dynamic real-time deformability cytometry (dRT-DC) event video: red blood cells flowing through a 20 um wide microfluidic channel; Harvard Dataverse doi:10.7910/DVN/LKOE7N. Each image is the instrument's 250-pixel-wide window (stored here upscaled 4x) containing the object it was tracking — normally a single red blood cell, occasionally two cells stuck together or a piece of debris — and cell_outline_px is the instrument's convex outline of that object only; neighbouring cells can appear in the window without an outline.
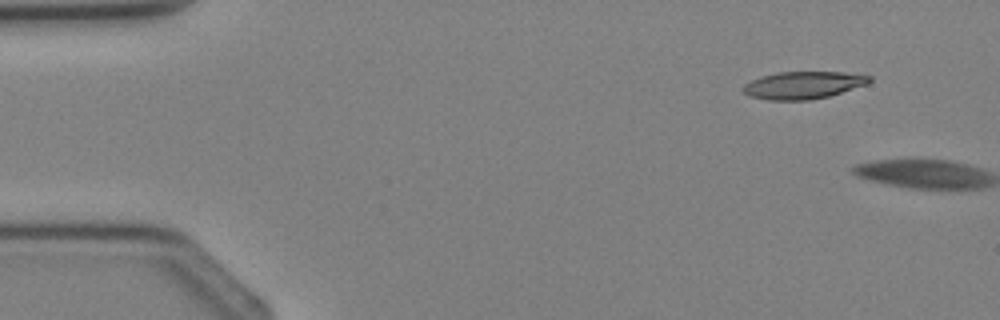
{"species": "Egyptian fruit bat (a non-hibernating species)", "species_latin": "Rousettus aegyptiacus", "temperature_condition": "cold", "stored_images_in_passage": 2, "camera_frame_rate_fps": 3000, "um_per_image_px": 0.085, "animal": {"sex": "female"}, "frame": {"image": 1, "passage_image": 1, "time_ms": 0.0, "image_size_px": [1000, 320], "cell_outline_px": [[872, 80], [868, 84], [828, 96], [808, 100], [768, 100], [752, 96], [744, 92], [740, 88], [744, 84], [760, 76], [776, 72], [844, 72], [872, 76]], "centroid_in_image_um": [68.27, 7.23], "position_along_channel_um": 16.7, "area_um2": 20.17}}